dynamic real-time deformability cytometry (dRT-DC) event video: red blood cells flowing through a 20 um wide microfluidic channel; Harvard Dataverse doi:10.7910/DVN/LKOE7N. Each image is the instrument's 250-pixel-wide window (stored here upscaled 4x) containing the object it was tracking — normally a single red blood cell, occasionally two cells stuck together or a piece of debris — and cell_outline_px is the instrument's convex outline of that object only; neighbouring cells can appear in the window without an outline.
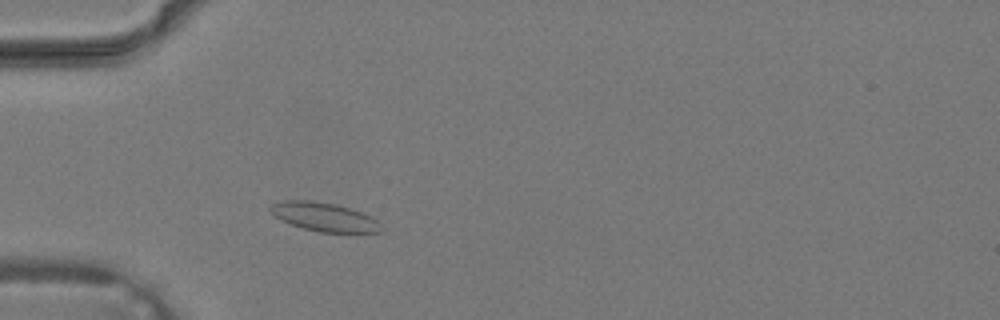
{"species": "common noctule bat (a hibernating species)", "species_latin": "Nyctalus noctula", "temperature_condition": "warm", "stored_images_in_passage": 33, "camera_frame_rate_fps": 3000, "um_per_image_px": 0.085, "animal": {"sex": "male", "body_mass_g": 19.2, "forearm_length_mm": 51.8}, "frame": {"image": 1, "passage_image": 6, "time_ms": 1.667, "image_size_px": [1000, 320], "cell_outline_px": [[384, 232], [360, 236], [320, 232], [288, 224], [280, 220], [268, 208], [272, 204], [284, 200], [312, 200], [336, 204], [360, 212], [376, 220], [380, 224]], "centroid_in_image_um": [27.65, 18.5], "position_along_channel_um": 57.4, "area_um2": 19.31}}
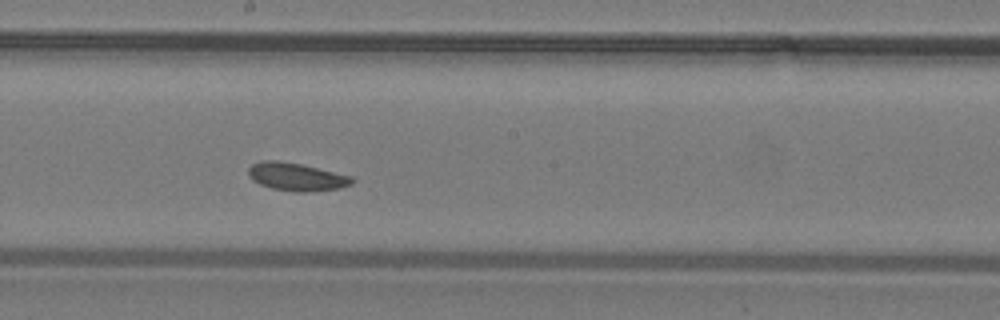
{"frame": {"image": 2, "passage_image": 16, "time_ms": 5.0, "image_size_px": [1000, 320], "cell_outline_px": [[356, 180], [352, 184], [340, 188], [308, 192], [292, 192], [272, 188], [260, 184], [252, 180], [248, 176], [248, 168], [252, 164], [260, 160], [276, 160], [300, 164], [352, 176]], "centroid_in_image_um": [25.19, 15.03], "position_along_channel_um": 223.0, "area_um2": 16.99}}
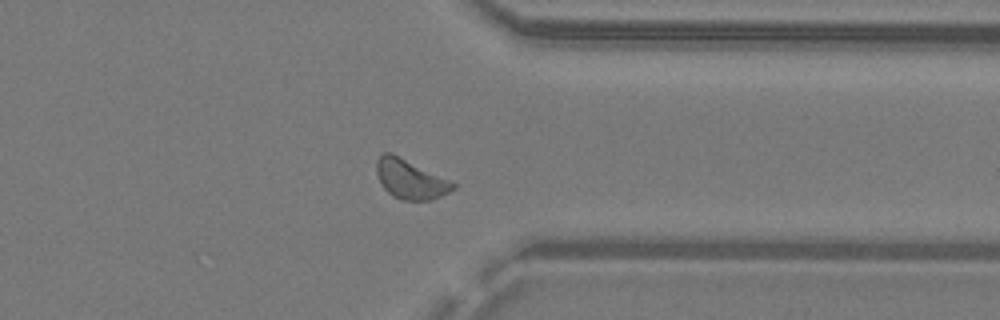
{"frame": {"image": 3, "passage_image": 25, "time_ms": 8.0, "image_size_px": [1000, 320], "cell_outline_px": [[456, 188], [432, 200], [400, 200], [392, 196], [384, 188], [376, 172], [376, 160], [384, 152], [392, 152], [456, 184]], "centroid_in_image_um": [34.85, 15.23], "position_along_channel_um": 376.6, "area_um2": 17.34}}